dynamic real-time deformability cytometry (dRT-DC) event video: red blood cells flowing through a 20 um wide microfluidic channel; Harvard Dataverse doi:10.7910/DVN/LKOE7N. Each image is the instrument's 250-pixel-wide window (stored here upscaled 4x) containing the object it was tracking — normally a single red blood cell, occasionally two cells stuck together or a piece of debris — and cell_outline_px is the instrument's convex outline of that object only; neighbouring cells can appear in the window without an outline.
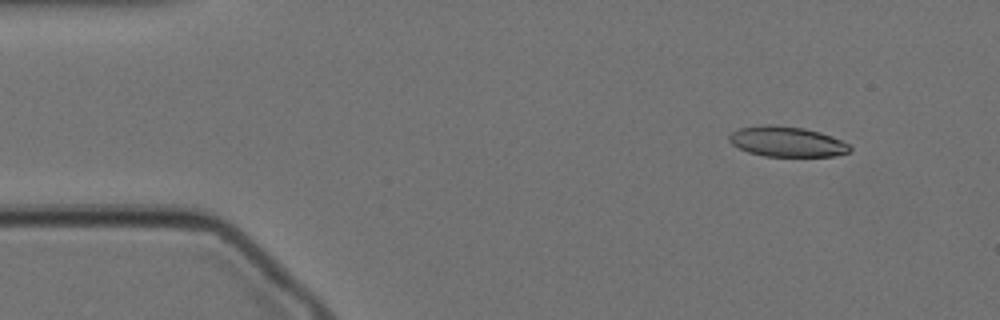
{"species": "Egyptian fruit bat (a non-hibernating species)", "species_latin": "Rousettus aegyptiacus", "temperature_condition": "cold", "stored_images_in_passage": 58, "camera_frame_rate_fps": 3000, "um_per_image_px": 0.085, "animal": {"sex": "female"}, "frame": {"image": 1, "passage_image": 6, "time_ms": 1.667, "image_size_px": [1000, 320], "cell_outline_px": [[852, 148], [848, 152], [836, 156], [764, 156], [748, 152], [732, 144], [728, 140], [728, 136], [732, 132], [740, 128], [768, 124], [772, 124], [804, 128], [820, 132], [832, 136], [848, 144]], "centroid_in_image_um": [66.88, 12.04], "position_along_channel_um": 18.1, "area_um2": 21.21}}
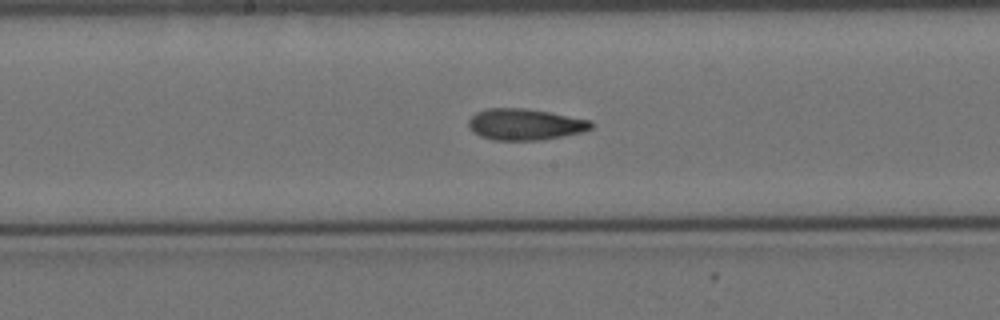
{"frame": {"image": 2, "passage_image": 29, "time_ms": 9.333, "image_size_px": [1000, 320], "cell_outline_px": [[596, 124], [592, 128], [584, 132], [540, 140], [492, 140], [480, 136], [472, 132], [468, 128], [468, 120], [476, 112], [488, 108], [524, 108], [548, 112], [592, 120]], "centroid_in_image_um": [44.63, 10.57], "position_along_channel_um": 203.6, "area_um2": 22.6}}
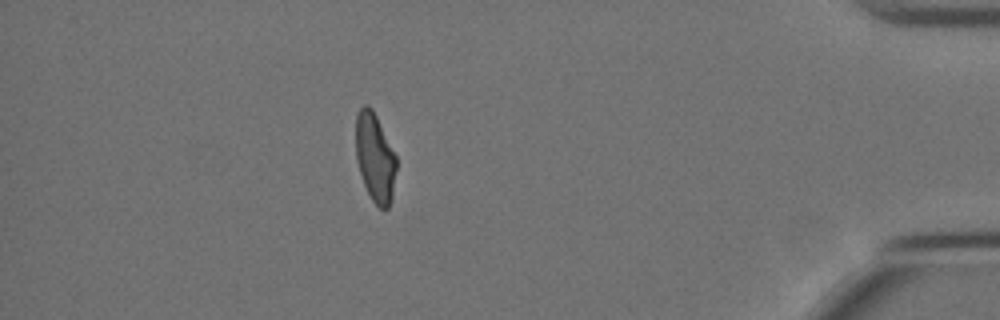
{"frame": {"image": 3, "passage_image": 51, "time_ms": 16.667, "image_size_px": [1000, 320], "cell_outline_px": [[396, 168], [392, 196], [388, 208], [380, 208], [372, 200], [364, 184], [356, 160], [356, 112], [364, 104], [368, 104], [372, 108], [396, 156]], "centroid_in_image_um": [31.86, 13.36], "position_along_channel_um": 403.3, "area_um2": 20.75}, "authors_computed_cell_mechanics": {"area_um2": 22.0507, "velocity_mm_per_s": 3.4329, "shape_relaxation_time_tau1_ms": 9.5942, "shape_relaxation_time_tau2_ms": 2.7289, "deformation_change_tau1": 0.2188, "deformation_change_tau2": 0.0941}}